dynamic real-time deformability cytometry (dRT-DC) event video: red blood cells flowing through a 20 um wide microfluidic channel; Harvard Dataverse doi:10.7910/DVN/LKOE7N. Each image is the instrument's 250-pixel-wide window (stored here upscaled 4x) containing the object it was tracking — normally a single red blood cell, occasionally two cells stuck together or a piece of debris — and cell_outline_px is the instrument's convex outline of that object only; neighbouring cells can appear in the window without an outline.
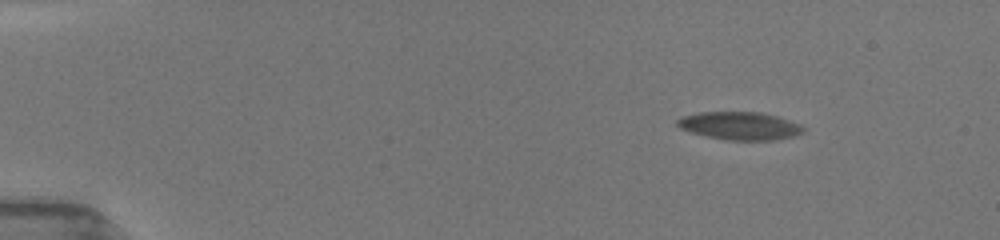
{"species": "common noctule bat (a hibernating species)", "species_latin": "Nyctalus noctula", "temperature_condition": "room temperature", "stored_images_in_passage": 13, "camera_frame_rate_fps": 3000, "um_per_image_px": 0.085, "animal": {"sex": "female", "body_mass_g": 19.5, "forearm_length_mm": 54.1}, "frame": {"image": 1, "passage_image": 1, "time_ms": 0.0, "image_size_px": [1000, 240], "cell_outline_px": [[804, 132], [792, 136], [776, 140], [724, 140], [692, 132], [680, 128], [676, 124], [676, 120], [680, 116], [700, 112], [756, 112], [776, 116], [800, 124], [804, 128]], "centroid_in_image_um": [62.85, 10.69], "position_along_channel_um": 22.1, "area_um2": 20.4}}
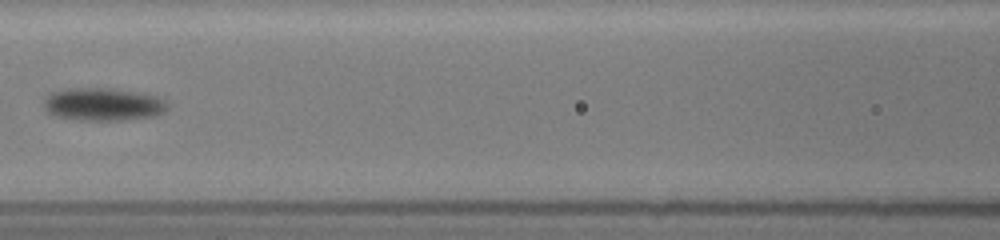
{"frame": {"image": 2, "passage_image": 10, "time_ms": 6.333, "image_size_px": [1000, 240], "cell_outline_px": [[168, 108], [152, 116], [120, 120], [80, 120], [56, 116], [48, 112], [44, 108], [44, 100], [52, 92], [68, 88], [112, 88], [156, 96], [164, 100], [168, 104]], "centroid_in_image_um": [8.72, 8.86], "position_along_channel_um": 157.9, "area_um2": 23.35}}
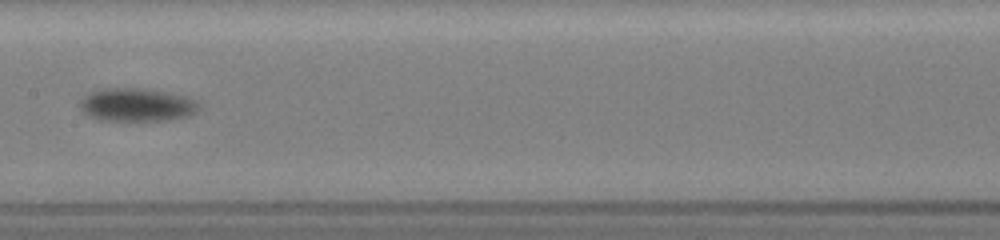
{"frame": {"image": 3, "passage_image": 11, "time_ms": 7.333, "image_size_px": [1000, 240], "cell_outline_px": [[196, 112], [188, 116], [168, 120], [100, 120], [84, 112], [80, 108], [80, 100], [84, 96], [100, 88], [144, 88], [184, 96], [192, 100], [196, 104]], "centroid_in_image_um": [11.57, 8.9], "position_along_channel_um": 195.8, "area_um2": 22.54}}